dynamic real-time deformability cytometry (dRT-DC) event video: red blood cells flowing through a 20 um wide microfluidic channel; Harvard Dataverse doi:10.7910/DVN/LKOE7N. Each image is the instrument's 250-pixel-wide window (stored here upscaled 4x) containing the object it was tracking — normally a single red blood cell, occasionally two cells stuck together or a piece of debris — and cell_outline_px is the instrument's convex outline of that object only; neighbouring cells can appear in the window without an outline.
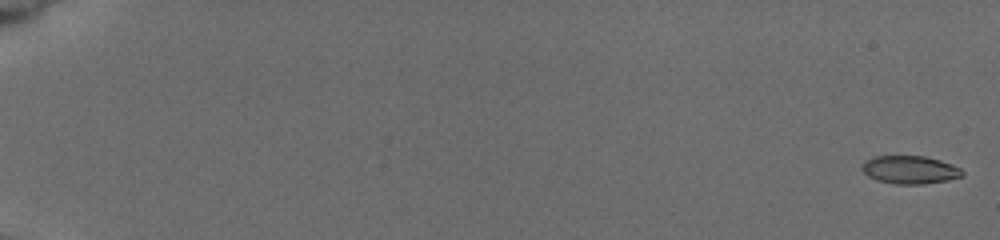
{"species": "common noctule bat (a hibernating species)", "species_latin": "Nyctalus noctula", "temperature_condition": "cold", "stored_images_in_passage": 46, "camera_frame_rate_fps": 3000, "um_per_image_px": 0.085, "animal": {"sex": "female", "body_mass_g": 19.5, "forearm_length_mm": 54.1}, "frame": {"image": 1, "passage_image": 2, "time_ms": 0.333, "image_size_px": [1000, 240], "cell_outline_px": [[964, 176], [948, 180], [924, 184], [896, 184], [876, 180], [868, 176], [864, 172], [864, 164], [872, 156], [924, 156], [940, 160], [952, 164], [960, 168], [964, 172]], "centroid_in_image_um": [77.4, 14.44], "position_along_channel_um": 7.6, "area_um2": 16.3}}
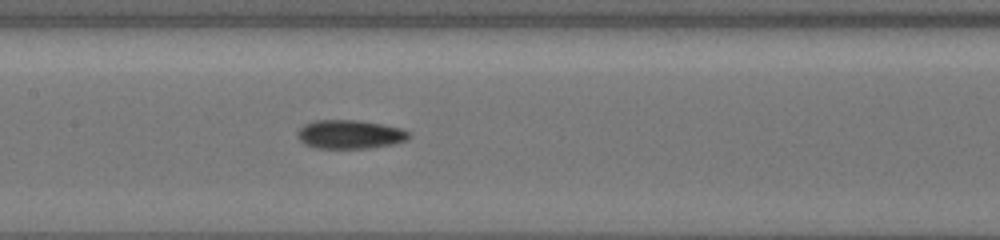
{"frame": {"image": 2, "passage_image": 27, "time_ms": 10.0, "image_size_px": [1000, 240], "cell_outline_px": [[412, 136], [408, 140], [392, 144], [368, 148], [316, 148], [304, 144], [296, 136], [296, 132], [304, 124], [316, 120], [360, 120], [384, 124], [400, 128], [408, 132]], "centroid_in_image_um": [29.73, 11.41], "position_along_channel_um": 177.7, "area_um2": 18.84}}
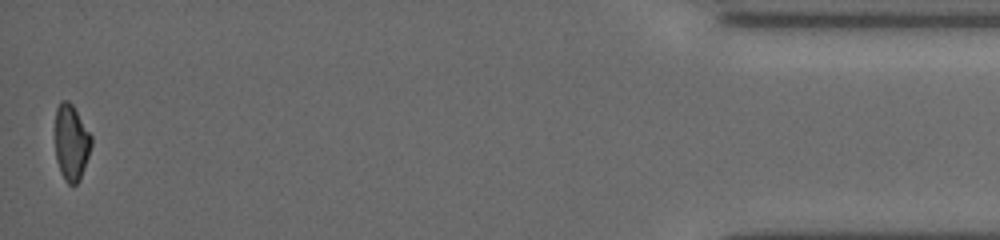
{"frame": {"image": 3, "passage_image": 46, "time_ms": 18.333, "image_size_px": [1000, 240], "cell_outline_px": [[92, 144], [80, 180], [72, 188], [64, 180], [60, 172], [56, 160], [56, 108], [60, 100], [68, 100], [72, 104], [92, 136]], "centroid_in_image_um": [6.06, 12.14], "position_along_channel_um": 429.1, "area_um2": 16.13}, "authors_computed_cell_mechanics": {"area_um2": 17.1955, "velocity_mm_per_s": 3.9079, "shape_relaxation_time_tau1_ms": 5.1218, "shape_relaxation_time_tau2_ms": 4.7719, "deformation_change_tau1": 0.1267, "deformation_change_tau2": 0.1082}}